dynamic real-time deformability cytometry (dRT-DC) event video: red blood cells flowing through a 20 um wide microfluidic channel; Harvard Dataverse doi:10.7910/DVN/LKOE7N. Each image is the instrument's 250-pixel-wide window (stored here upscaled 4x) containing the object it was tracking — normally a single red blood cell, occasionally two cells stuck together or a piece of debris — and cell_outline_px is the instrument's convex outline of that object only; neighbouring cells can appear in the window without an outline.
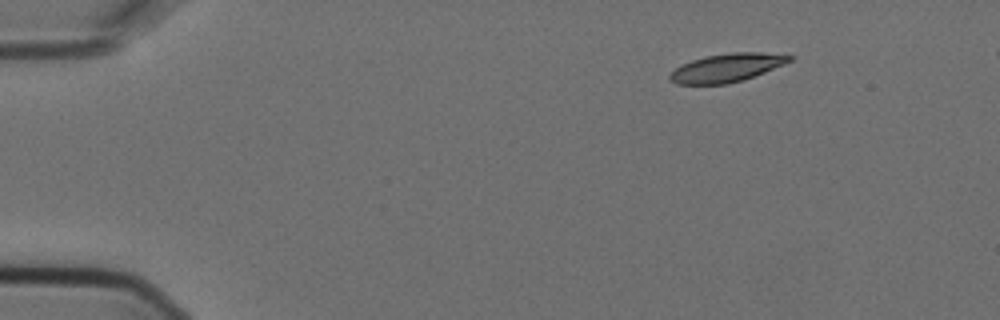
{"species": "Egyptian fruit bat (a non-hibernating species)", "species_latin": "Rousettus aegyptiacus", "temperature_condition": "cold", "stored_images_in_passage": 2, "camera_frame_rate_fps": 3000, "um_per_image_px": 0.085, "animal": {"sex": "female"}, "frame": {"image": 1, "passage_image": 2, "time_ms": 0.333, "image_size_px": [1000, 320], "cell_outline_px": [[796, 56], [792, 60], [784, 64], [744, 80], [728, 84], [676, 84], [668, 76], [676, 68], [692, 60], [704, 56], [732, 52], [760, 52]], "centroid_in_image_um": [61.81, 5.75], "position_along_channel_um": 23.2, "area_um2": 19.65}}